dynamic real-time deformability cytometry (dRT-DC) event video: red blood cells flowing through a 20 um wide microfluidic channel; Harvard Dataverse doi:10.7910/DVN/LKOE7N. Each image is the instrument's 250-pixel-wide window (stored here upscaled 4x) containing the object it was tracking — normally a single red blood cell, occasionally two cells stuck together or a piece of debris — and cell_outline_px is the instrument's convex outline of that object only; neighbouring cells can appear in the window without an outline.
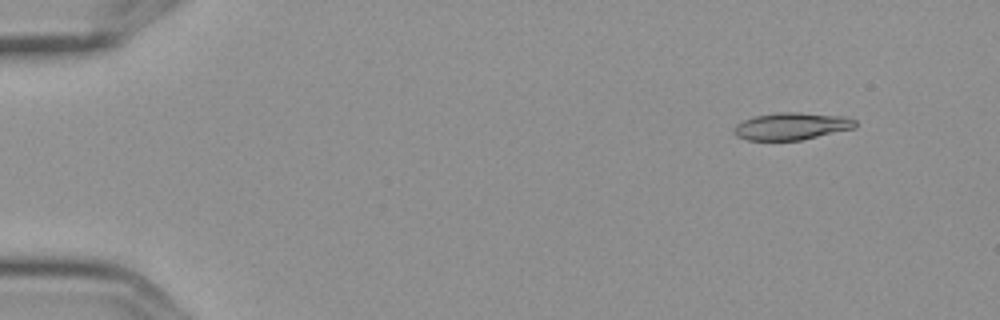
{"species": "Egyptian fruit bat (a non-hibernating species)", "species_latin": "Rousettus aegyptiacus", "temperature_condition": "cold", "stored_images_in_passage": 5, "camera_frame_rate_fps": 3000, "um_per_image_px": 0.085, "frame": {"image": 1, "passage_image": 2, "time_ms": 0.333, "image_size_px": [1000, 320], "cell_outline_px": [[856, 128], [800, 140], [748, 140], [736, 136], [736, 124], [744, 120], [756, 116], [784, 112], [792, 112], [848, 116], [856, 120]], "centroid_in_image_um": [67.36, 10.73], "position_along_channel_um": 17.6, "area_um2": 19.02}}